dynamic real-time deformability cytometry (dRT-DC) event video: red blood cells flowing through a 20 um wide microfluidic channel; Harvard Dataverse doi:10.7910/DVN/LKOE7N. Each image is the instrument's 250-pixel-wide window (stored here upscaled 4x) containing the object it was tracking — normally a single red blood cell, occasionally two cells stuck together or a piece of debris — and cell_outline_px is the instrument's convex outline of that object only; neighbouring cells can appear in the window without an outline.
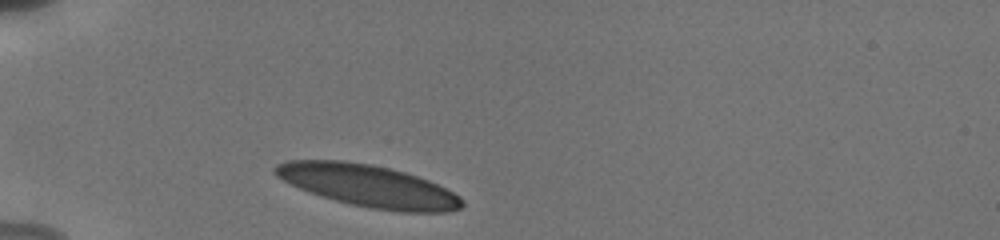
{"species": "human", "species_latin": "Homo sapiens", "temperature_condition": "cold", "stored_images_in_passage": 15, "camera_frame_rate_fps": 3000, "um_per_image_px": 0.085, "donor": {"sex": "male"}, "frame": {"image": 1, "passage_image": 1, "time_ms": 0.0, "image_size_px": [1000, 240], "cell_outline_px": [[464, 204], [460, 208], [448, 212], [400, 212], [368, 208], [320, 196], [308, 192], [276, 176], [272, 172], [272, 168], [276, 164], [288, 160], [344, 160], [368, 164], [388, 168], [404, 172], [428, 180], [460, 196]], "centroid_in_image_um": [31.28, 15.8], "position_along_channel_um": 53.7, "area_um2": 45.6}}
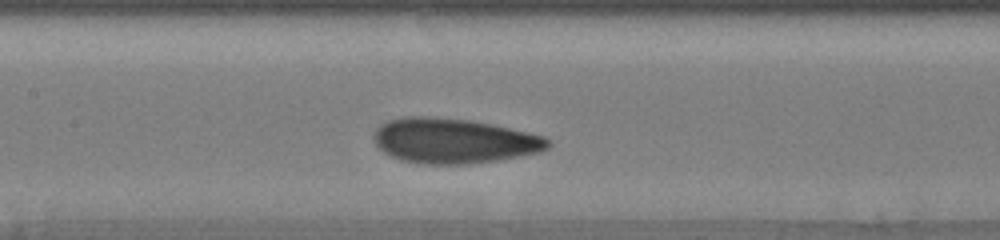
{"frame": {"image": 2, "passage_image": 8, "time_ms": 3.667, "image_size_px": [1000, 240], "cell_outline_px": [[552, 144], [548, 148], [540, 152], [520, 156], [496, 160], [464, 164], [420, 164], [400, 160], [384, 152], [376, 144], [376, 128], [380, 124], [388, 120], [400, 116], [428, 116], [468, 120], [492, 124], [528, 132], [544, 136], [552, 140]], "centroid_in_image_um": [38.59, 11.96], "position_along_channel_um": 168.8, "area_um2": 45.72}}
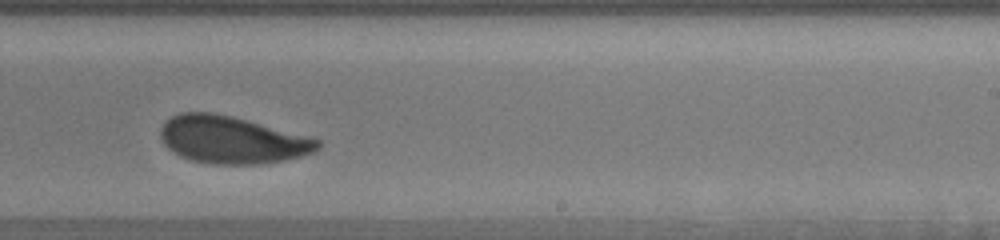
{"frame": {"image": 3, "passage_image": 14, "time_ms": 6.333, "image_size_px": [1000, 240], "cell_outline_px": [[320, 148], [316, 152], [284, 160], [264, 164], [212, 164], [192, 160], [180, 156], [172, 152], [164, 144], [160, 136], [160, 128], [164, 120], [180, 112], [212, 112], [232, 116], [320, 140]], "centroid_in_image_um": [19.67, 11.89], "position_along_channel_um": 269.3, "area_um2": 43.29}}